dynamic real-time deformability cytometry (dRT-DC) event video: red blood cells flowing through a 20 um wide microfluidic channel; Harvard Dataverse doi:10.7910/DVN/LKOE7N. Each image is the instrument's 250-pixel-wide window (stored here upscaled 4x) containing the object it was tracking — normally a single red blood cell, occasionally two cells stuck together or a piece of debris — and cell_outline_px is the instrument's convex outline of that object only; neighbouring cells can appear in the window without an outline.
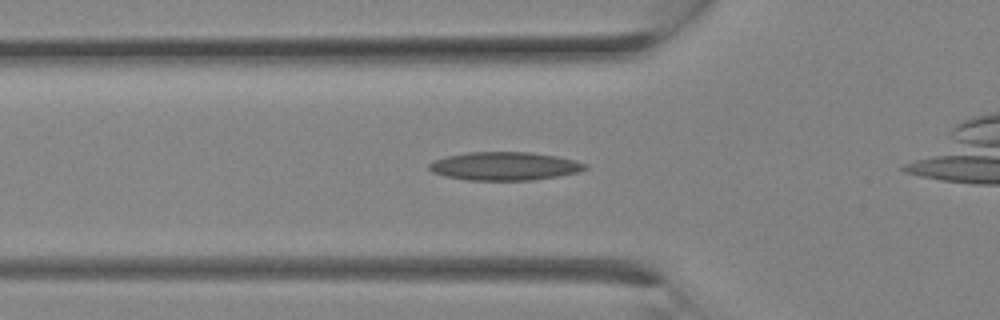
{"species": "Egyptian fruit bat (a non-hibernating species)", "species_latin": "Rousettus aegyptiacus", "temperature_condition": "room temperature", "stored_images_in_passage": 7, "segment_of_instrument_passage": [1, 2], "camera_frame_rate_fps": 3000, "um_per_image_px": 0.085, "animal": {"sex": "female"}, "frame": {"image": 1, "passage_image": 2, "time_ms": 0.333, "image_size_px": [1000, 320], "cell_outline_px": [[588, 168], [580, 172], [532, 180], [468, 180], [444, 176], [432, 172], [428, 168], [428, 164], [432, 160], [448, 156], [468, 152], [532, 152], [556, 156], [588, 164]], "centroid_in_image_um": [42.87, 14.12], "position_along_channel_um": 82.9, "area_um2": 25.78}}
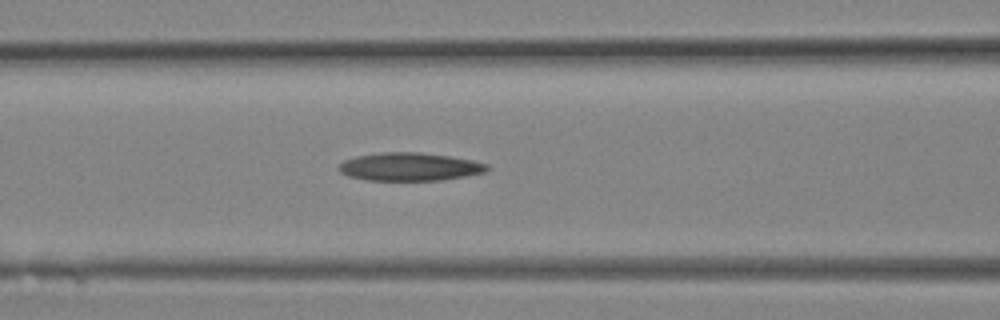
{"frame": {"image": 2, "passage_image": 4, "time_ms": 1.0, "image_size_px": [1000, 320], "cell_outline_px": [[488, 168], [484, 172], [464, 176], [440, 180], [364, 180], [348, 176], [340, 172], [336, 168], [344, 160], [356, 156], [380, 152], [420, 152], [448, 156], [472, 160], [488, 164]], "centroid_in_image_um": [34.76, 14.17], "position_along_channel_um": 131.8, "area_um2": 24.22}}
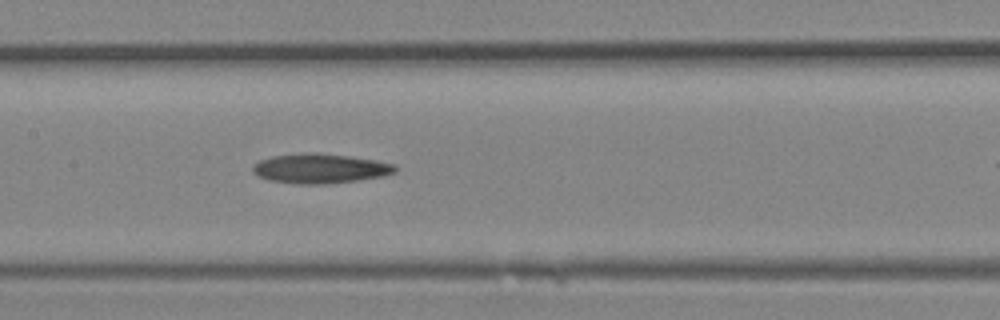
{"frame": {"image": 3, "passage_image": 6, "time_ms": 1.667, "image_size_px": [1000, 320], "cell_outline_px": [[396, 172], [384, 176], [356, 180], [324, 184], [296, 184], [268, 180], [252, 172], [252, 164], [260, 160], [272, 156], [304, 152], [316, 152], [348, 156], [376, 160], [396, 164]], "centroid_in_image_um": [27.19, 14.31], "position_along_channel_um": 180.2, "area_um2": 24.74}}